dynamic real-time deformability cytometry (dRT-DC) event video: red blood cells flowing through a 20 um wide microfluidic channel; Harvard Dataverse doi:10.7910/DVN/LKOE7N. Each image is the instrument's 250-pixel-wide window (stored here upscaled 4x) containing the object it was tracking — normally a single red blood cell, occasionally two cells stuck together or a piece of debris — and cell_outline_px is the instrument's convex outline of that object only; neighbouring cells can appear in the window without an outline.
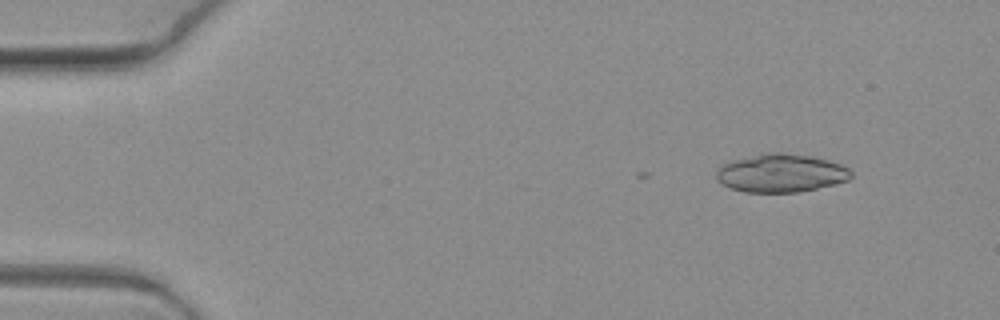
{"species": "common noctule bat (a hibernating species)", "species_latin": "Nyctalus noctula", "temperature_condition": "warm", "stored_images_in_passage": 5, "camera_frame_rate_fps": 3000, "um_per_image_px": 0.085, "animal": {"sex": "female", "body_mass_g": 19.3, "forearm_length_mm": 54.1}, "frame": {"image": 1, "passage_image": 2, "time_ms": 0.333, "image_size_px": [1000, 320], "cell_outline_px": [[852, 176], [848, 180], [836, 184], [796, 192], [744, 192], [720, 184], [716, 180], [716, 172], [724, 164], [732, 160], [768, 152], [780, 152], [808, 156], [828, 160], [840, 164], [848, 168], [852, 172]], "centroid_in_image_um": [66.37, 14.72], "position_along_channel_um": 18.6, "area_um2": 29.88}}